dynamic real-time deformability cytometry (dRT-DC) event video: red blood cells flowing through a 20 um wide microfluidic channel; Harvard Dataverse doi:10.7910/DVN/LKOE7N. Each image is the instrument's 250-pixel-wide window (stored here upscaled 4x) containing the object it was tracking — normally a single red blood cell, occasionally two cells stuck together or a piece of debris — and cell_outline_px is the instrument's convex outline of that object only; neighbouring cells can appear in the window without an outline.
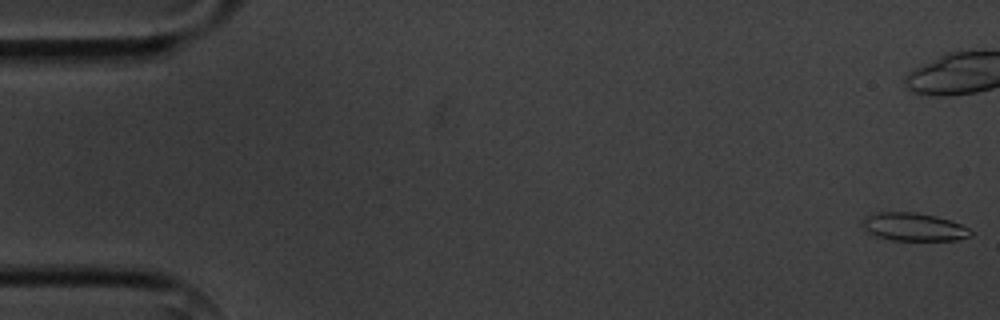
{"species": "common noctule bat (a hibernating species)", "species_latin": "Nyctalus noctula", "temperature_condition": "cold", "stored_images_in_passage": 5, "camera_frame_rate_fps": 3000, "um_per_image_px": 0.085, "animal": {"sex": "male", "body_mass_g": 20.1, "forearm_length_mm": 53.5}, "frame": {"image": 1, "passage_image": 1, "time_ms": 0.0, "image_size_px": [1000, 320], "cell_outline_px": [[972, 236], [960, 240], [892, 240], [876, 236], [868, 232], [860, 224], [860, 220], [864, 216], [876, 212], [916, 212], [936, 216], [952, 220], [968, 228], [972, 232]], "centroid_in_image_um": [77.64, 19.28], "position_along_channel_um": 7.4, "area_um2": 17.98}}